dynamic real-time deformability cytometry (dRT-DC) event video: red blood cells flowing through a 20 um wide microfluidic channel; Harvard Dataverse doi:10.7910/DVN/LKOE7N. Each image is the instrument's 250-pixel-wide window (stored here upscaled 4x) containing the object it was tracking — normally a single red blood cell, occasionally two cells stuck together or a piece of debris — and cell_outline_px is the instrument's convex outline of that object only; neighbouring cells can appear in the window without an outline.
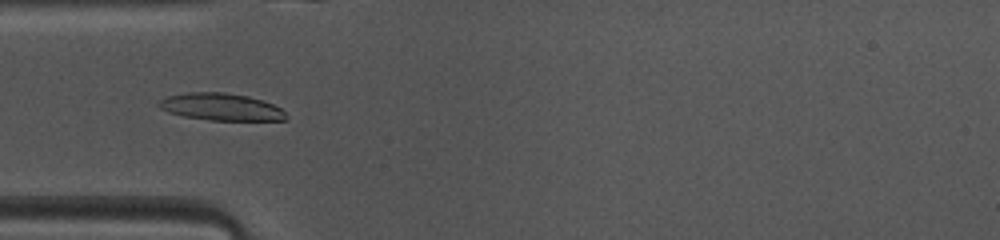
{"species": "common noctule bat (a hibernating species)", "species_latin": "Nyctalus noctula", "temperature_condition": "warm", "stored_images_in_passage": 47, "camera_frame_rate_fps": 3000, "um_per_image_px": 0.085, "animal": {"sex": "female", "body_mass_g": 10.0, "forearm_length_mm": 53.1}, "frame": {"image": 1, "passage_image": 13, "time_ms": 4.0, "image_size_px": [1000, 240], "cell_outline_px": [[288, 120], [208, 120], [184, 116], [168, 112], [160, 108], [156, 104], [160, 100], [168, 96], [188, 92], [224, 92], [248, 96], [272, 104], [280, 108], [288, 116]], "centroid_in_image_um": [18.77, 9.09], "position_along_channel_um": 66.2, "area_um2": 20.06}}
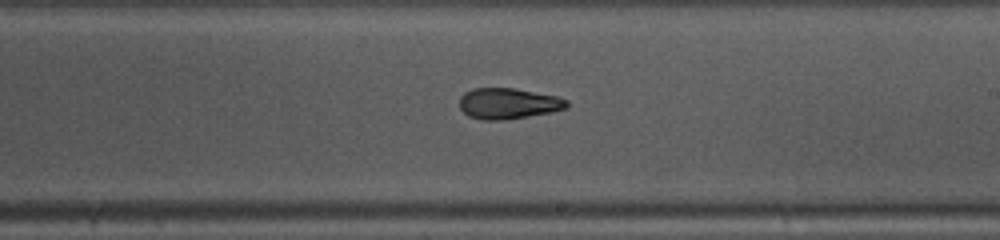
{"frame": {"image": 2, "passage_image": 26, "time_ms": 8.333, "image_size_px": [1000, 240], "cell_outline_px": [[568, 108], [552, 112], [504, 120], [480, 120], [468, 116], [460, 108], [460, 96], [464, 92], [472, 88], [516, 88], [556, 96], [568, 100]], "centroid_in_image_um": [43.19, 8.8], "position_along_channel_um": 245.8, "area_um2": 19.48}}
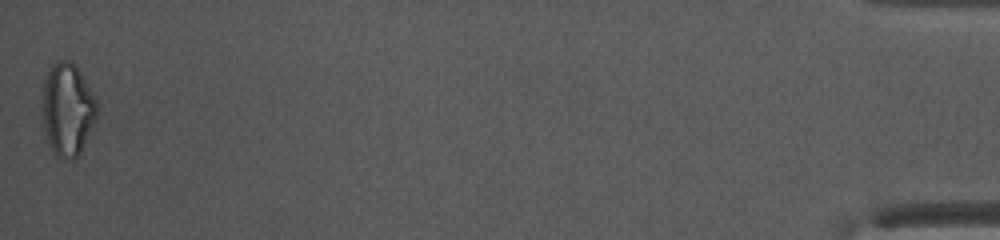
{"frame": {"image": 3, "passage_image": 47, "time_ms": 15.333, "image_size_px": [1000, 240], "cell_outline_px": [[96, 116], [80, 152], [72, 160], [64, 160], [56, 156], [48, 140], [44, 128], [44, 84], [48, 68], [56, 60], [68, 60], [80, 72], [96, 100]], "centroid_in_image_um": [5.73, 9.3], "position_along_channel_um": 429.5, "area_um2": 28.55}, "authors_computed_cell_mechanics": {"area_um2": 19.9988, "velocity_mm_per_s": 4.1191, "shape_relaxation_time_tau1_ms": 7.4988, "shape_relaxation_time_tau2_ms": 4.1729, "deformation_change_tau1": 0.1882, "deformation_change_tau2": 0.1003}}